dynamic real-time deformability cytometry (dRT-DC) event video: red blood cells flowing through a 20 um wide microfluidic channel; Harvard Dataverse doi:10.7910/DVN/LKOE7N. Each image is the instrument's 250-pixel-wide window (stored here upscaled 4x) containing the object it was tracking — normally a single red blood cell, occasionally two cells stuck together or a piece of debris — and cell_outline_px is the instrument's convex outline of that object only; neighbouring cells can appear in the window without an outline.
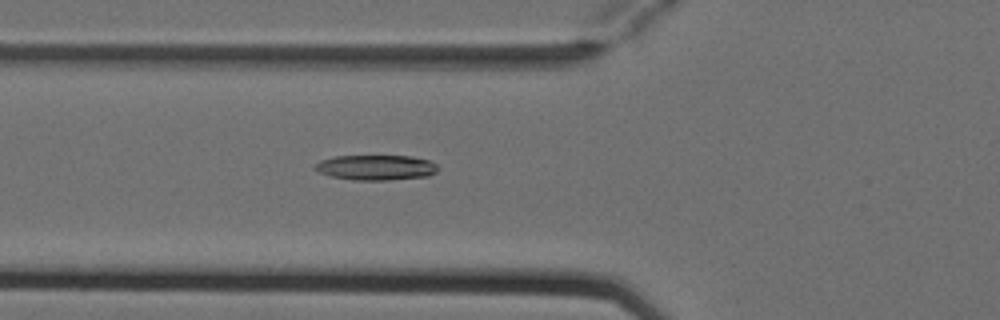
{"species": "Egyptian fruit bat (a non-hibernating species)", "species_latin": "Rousettus aegyptiacus", "temperature_condition": "cold", "stored_images_in_passage": 5, "camera_frame_rate_fps": 3000, "um_per_image_px": 0.085, "animal": {"sex": "female"}, "frame": {"image": 1, "passage_image": 5, "time_ms": 1.333, "image_size_px": [1000, 320], "cell_outline_px": [[440, 168], [436, 172], [428, 176], [388, 180], [352, 180], [332, 176], [320, 172], [312, 168], [320, 160], [332, 156], [412, 156], [428, 160], [436, 164]], "centroid_in_image_um": [31.96, 14.23], "position_along_channel_um": 93.8, "area_um2": 18.09}}